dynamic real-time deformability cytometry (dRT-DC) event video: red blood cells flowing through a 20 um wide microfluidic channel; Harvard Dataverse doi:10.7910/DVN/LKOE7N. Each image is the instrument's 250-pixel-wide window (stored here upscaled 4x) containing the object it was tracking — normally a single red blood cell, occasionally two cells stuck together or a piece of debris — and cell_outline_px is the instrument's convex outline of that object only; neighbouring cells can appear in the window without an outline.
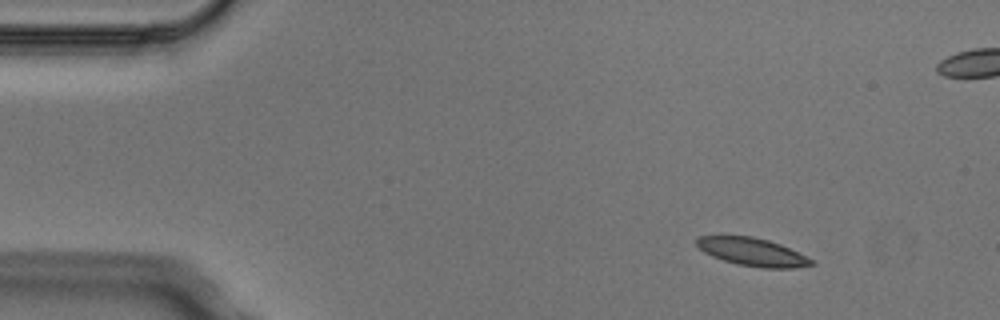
{"species": "Egyptian fruit bat (a non-hibernating species)", "species_latin": "Rousettus aegyptiacus", "temperature_condition": "cold", "stored_images_in_passage": 4, "camera_frame_rate_fps": 3000, "um_per_image_px": 0.085, "animal": {"sex": "male"}, "frame": {"image": 1, "passage_image": 1, "time_ms": 0.0, "image_size_px": [1000, 320], "cell_outline_px": [[816, 264], [796, 268], [760, 268], [736, 264], [712, 256], [704, 252], [696, 244], [696, 240], [700, 236], [752, 236], [768, 240], [780, 244], [812, 260]], "centroid_in_image_um": [63.94, 21.42], "position_along_channel_um": 21.1, "area_um2": 18.5}}